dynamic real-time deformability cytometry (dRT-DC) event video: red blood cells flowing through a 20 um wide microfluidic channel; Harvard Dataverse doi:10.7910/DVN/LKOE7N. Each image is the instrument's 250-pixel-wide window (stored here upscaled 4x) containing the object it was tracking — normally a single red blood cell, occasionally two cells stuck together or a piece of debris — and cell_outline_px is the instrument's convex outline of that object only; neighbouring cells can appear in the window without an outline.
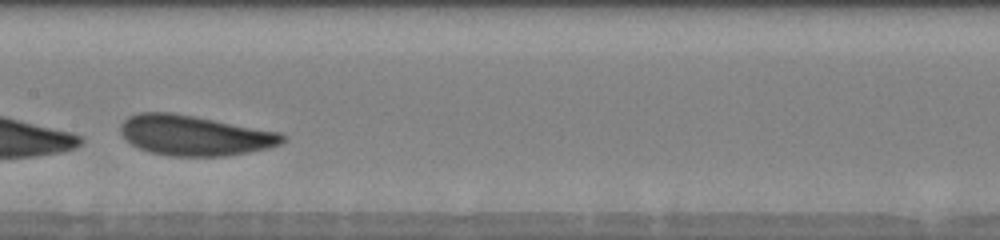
{"species": "human", "species_latin": "Homo sapiens", "temperature_condition": "warm", "stored_images_in_passage": 24, "camera_frame_rate_fps": 3000, "um_per_image_px": 0.085, "donor": {"sex": "male"}, "frame": {"image": 1, "passage_image": 23, "time_ms": 4.333, "image_size_px": [1000, 240], "cell_outline_px": [[288, 136], [280, 144], [268, 148], [228, 156], [172, 156], [148, 152], [124, 140], [120, 132], [120, 124], [128, 116], [140, 112], [172, 112], [196, 116], [284, 132]], "centroid_in_image_um": [16.56, 11.5], "position_along_channel_um": 190.8, "area_um2": 38.55}}